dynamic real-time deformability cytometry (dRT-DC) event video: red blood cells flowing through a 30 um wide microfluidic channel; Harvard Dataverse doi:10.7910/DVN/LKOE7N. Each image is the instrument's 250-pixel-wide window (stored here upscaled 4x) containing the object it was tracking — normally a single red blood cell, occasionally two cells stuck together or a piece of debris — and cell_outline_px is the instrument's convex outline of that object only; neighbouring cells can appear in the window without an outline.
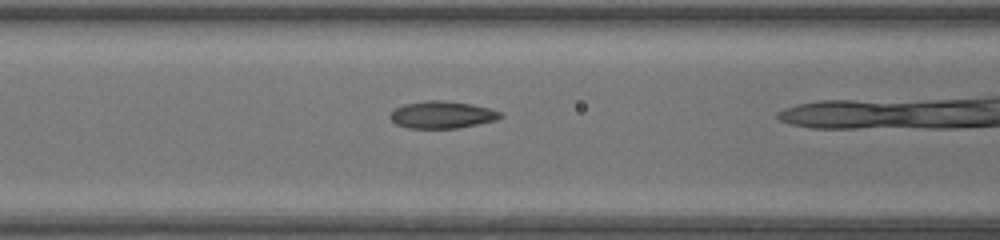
{"species": "common noctule bat (a hibernating species)", "species_latin": "Nyctalus noctula", "temperature_condition": "warm", "stored_images_in_passage": 38, "camera_frame_rate_fps": 3000, "um_per_image_px": 0.085, "animal": {"sex": "female", "body_mass_g": 17.0, "forearm_length_mm": 48.0}, "frame": {"image": 1, "passage_image": 19, "time_ms": 6.0, "image_size_px": [1000, 240], "cell_outline_px": [[504, 116], [496, 120], [456, 128], [408, 128], [396, 124], [388, 116], [396, 108], [404, 104], [424, 100], [444, 100], [472, 104], [488, 108], [500, 112]], "centroid_in_image_um": [37.56, 9.74], "position_along_channel_um": 129.0, "area_um2": 17.4}}
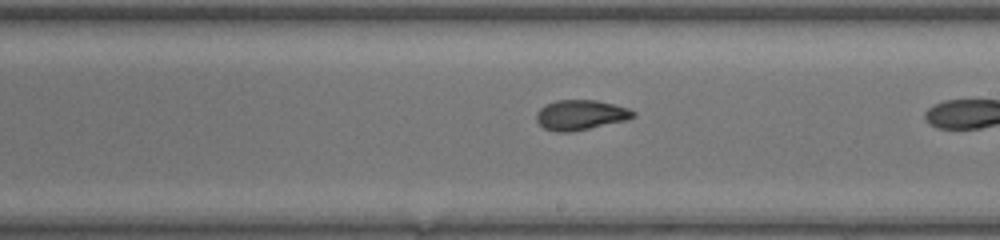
{"frame": {"image": 2, "passage_image": 27, "time_ms": 8.667, "image_size_px": [1000, 240], "cell_outline_px": [[636, 116], [624, 120], [572, 132], [556, 132], [544, 128], [536, 120], [536, 112], [544, 104], [556, 100], [596, 100], [628, 108], [636, 112]], "centroid_in_image_um": [49.31, 9.76], "position_along_channel_um": 239.7, "area_um2": 16.88}}
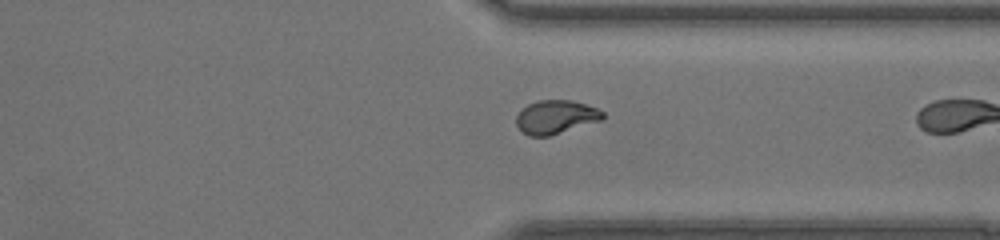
{"frame": {"image": 3, "passage_image": 36, "time_ms": 11.667, "image_size_px": [1000, 240], "cell_outline_px": [[604, 120], [548, 136], [528, 136], [516, 124], [516, 116], [528, 104], [536, 100], [572, 100], [596, 108], [604, 112]], "centroid_in_image_um": [47.27, 9.94], "position_along_channel_um": 364.1, "area_um2": 16.88}}